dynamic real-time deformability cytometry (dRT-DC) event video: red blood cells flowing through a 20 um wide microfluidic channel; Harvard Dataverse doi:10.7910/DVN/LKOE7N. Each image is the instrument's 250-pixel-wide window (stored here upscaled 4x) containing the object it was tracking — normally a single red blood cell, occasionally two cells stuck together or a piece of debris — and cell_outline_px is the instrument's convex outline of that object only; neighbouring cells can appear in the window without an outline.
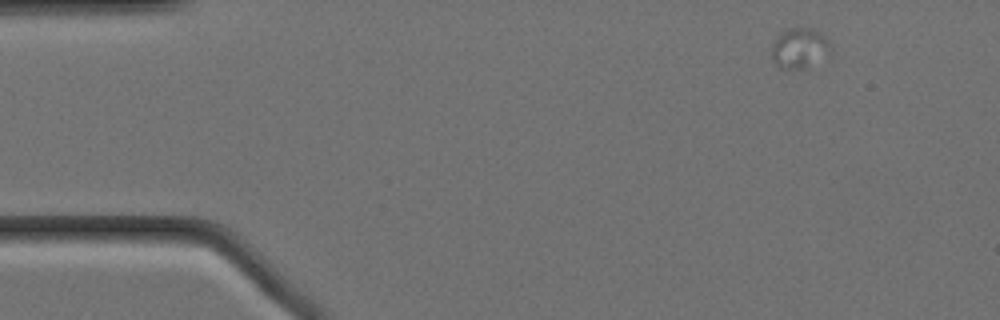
{"species": "Egyptian fruit bat (a non-hibernating species)", "species_latin": "Rousettus aegyptiacus", "temperature_condition": "cold", "stored_images_in_passage": 8, "camera_frame_rate_fps": 3000, "um_per_image_px": 0.085, "animal": {"sex": "female"}, "frame": {"image": 1, "passage_image": 1, "time_ms": 0.0, "image_size_px": [1000, 320], "cell_outline_px": [[832, 52], [808, 68], [776, 68], [772, 60], [772, 44], [776, 36], [780, 32], [788, 28], [808, 28], [824, 36], [828, 40], [832, 48]], "centroid_in_image_um": [67.93, 4.11], "position_along_channel_um": 17.1, "area_um2": 13.99}}